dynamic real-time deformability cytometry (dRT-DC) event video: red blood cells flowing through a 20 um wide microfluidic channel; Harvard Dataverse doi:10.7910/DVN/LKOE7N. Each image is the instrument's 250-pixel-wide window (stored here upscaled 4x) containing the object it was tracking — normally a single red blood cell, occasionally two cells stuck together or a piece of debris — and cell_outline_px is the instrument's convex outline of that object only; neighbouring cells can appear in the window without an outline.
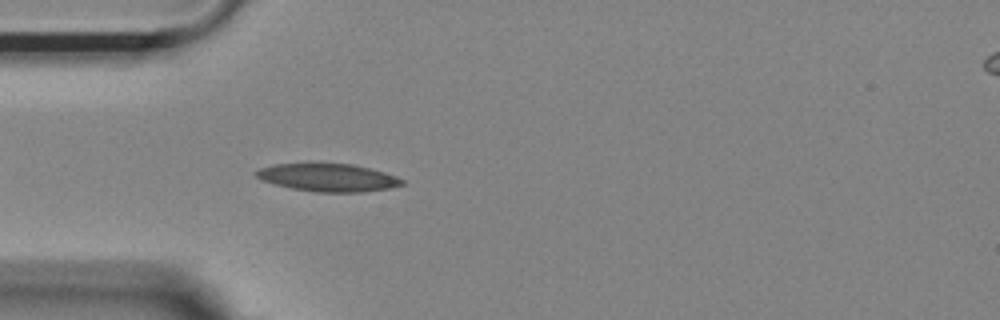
{"species": "Egyptian fruit bat (a non-hibernating species)", "species_latin": "Rousettus aegyptiacus", "temperature_condition": "room temperature", "stored_images_in_passage": 51, "camera_frame_rate_fps": 3000, "um_per_image_px": 0.085, "animal": {"sex": "female"}, "frame": {"image": 1, "passage_image": 13, "time_ms": 4.0, "image_size_px": [1000, 320], "cell_outline_px": [[404, 184], [388, 188], [360, 192], [316, 192], [292, 188], [276, 184], [264, 180], [256, 176], [256, 172], [260, 168], [276, 164], [352, 164], [384, 172], [396, 176], [404, 180]], "centroid_in_image_um": [27.92, 15.1], "position_along_channel_um": 57.1, "area_um2": 23.12}}
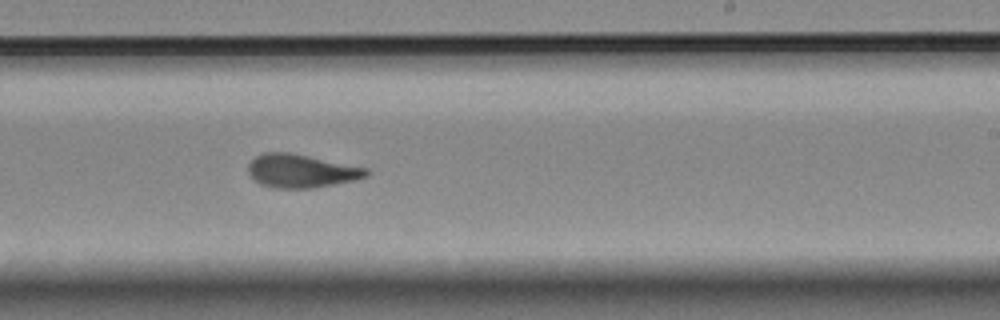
{"frame": {"image": 2, "passage_image": 30, "time_ms": 9.667, "image_size_px": [1000, 320], "cell_outline_px": [[372, 172], [368, 176], [356, 180], [312, 188], [276, 188], [260, 184], [248, 172], [248, 164], [256, 156], [264, 152], [288, 152], [368, 168]], "centroid_in_image_um": [25.63, 14.53], "position_along_channel_um": 263.4, "area_um2": 22.89}}
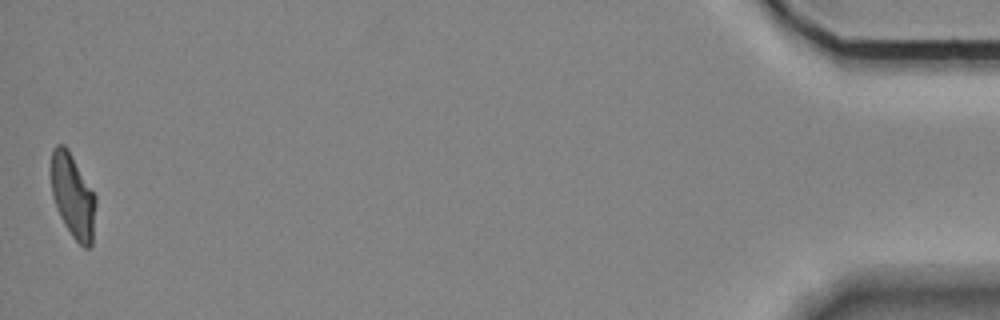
{"frame": {"image": 3, "passage_image": 51, "time_ms": 16.667, "image_size_px": [1000, 320], "cell_outline_px": [[96, 204], [92, 244], [88, 248], [84, 248], [72, 236], [64, 224], [56, 208], [52, 196], [52, 148], [56, 144], [64, 144], [68, 148], [96, 196]], "centroid_in_image_um": [6.2, 16.66], "position_along_channel_um": 429.0, "area_um2": 21.79}, "authors_computed_cell_mechanics": {"area_um2": 22.4842, "velocity_mm_per_s": 3.6946, "shape_relaxation_time_tau1_ms": 7.1489, "shape_relaxation_time_tau2_ms": 2.1569, "deformation_change_tau1": 0.2124, "deformation_change_tau2": 0.0861}}